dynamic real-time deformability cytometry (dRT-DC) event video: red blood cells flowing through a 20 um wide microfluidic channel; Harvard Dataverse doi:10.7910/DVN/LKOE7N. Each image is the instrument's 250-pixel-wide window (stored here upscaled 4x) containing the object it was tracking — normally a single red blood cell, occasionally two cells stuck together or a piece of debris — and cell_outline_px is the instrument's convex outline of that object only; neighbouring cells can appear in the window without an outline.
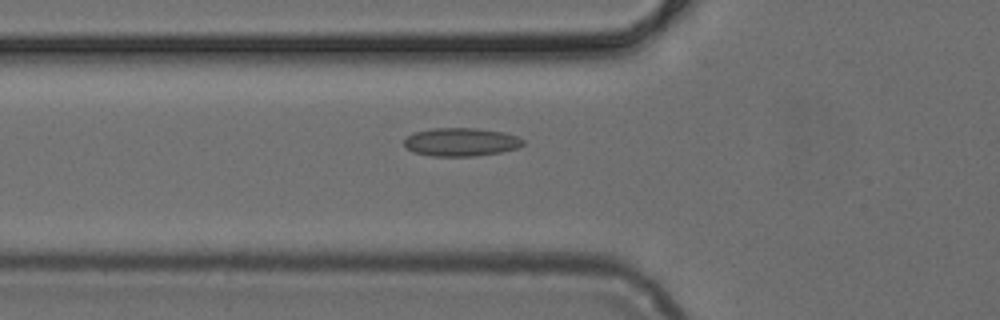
{"species": "common noctule bat (a hibernating species)", "species_latin": "Nyctalus noctula", "temperature_condition": "cold", "stored_images_in_passage": 49, "camera_frame_rate_fps": 3000, "um_per_image_px": 0.085, "animal": {"sex": "female", "body_mass_g": 24.6, "forearm_length_mm": 56.2}, "frame": {"image": 1, "passage_image": 17, "time_ms": 5.333, "image_size_px": [1000, 320], "cell_outline_px": [[524, 144], [516, 148], [500, 152], [476, 156], [432, 156], [412, 152], [404, 148], [404, 140], [412, 132], [432, 128], [476, 128], [504, 132], [516, 136], [524, 140]], "centroid_in_image_um": [39.14, 12.07], "position_along_channel_um": 86.7, "area_um2": 19.77}}
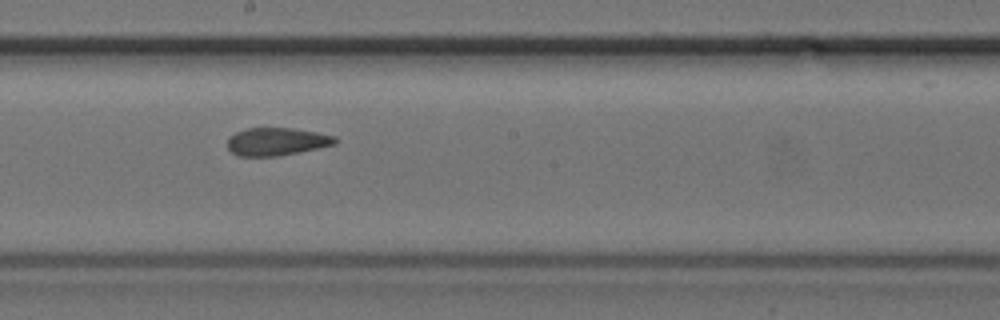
{"frame": {"image": 2, "passage_image": 27, "time_ms": 8.667, "image_size_px": [1000, 320], "cell_outline_px": [[336, 144], [276, 156], [240, 156], [232, 152], [228, 148], [228, 136], [236, 132], [248, 128], [292, 128], [316, 132], [336, 136]], "centroid_in_image_um": [23.49, 12.02], "position_along_channel_um": 224.7, "area_um2": 17.22}}
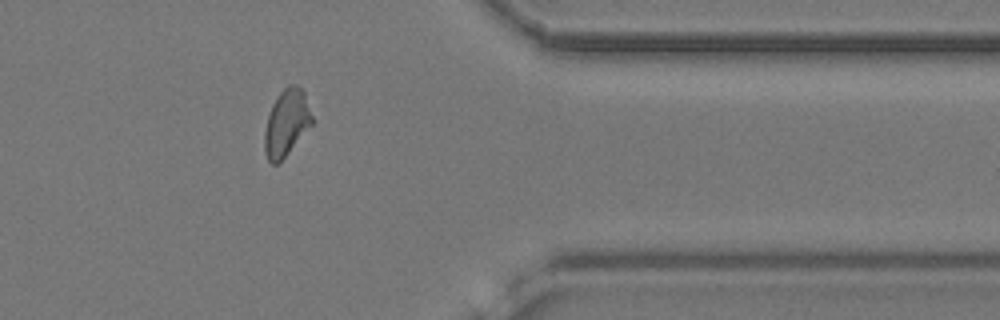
{"frame": {"image": 3, "passage_image": 40, "time_ms": 13.0, "image_size_px": [1000, 320], "cell_outline_px": [[312, 124], [288, 152], [276, 164], [272, 164], [268, 160], [264, 152], [264, 132], [268, 116], [272, 104], [276, 96], [288, 84], [296, 84], [304, 92], [312, 116]], "centroid_in_image_um": [24.33, 10.41], "position_along_channel_um": 387.1, "area_um2": 18.15}}